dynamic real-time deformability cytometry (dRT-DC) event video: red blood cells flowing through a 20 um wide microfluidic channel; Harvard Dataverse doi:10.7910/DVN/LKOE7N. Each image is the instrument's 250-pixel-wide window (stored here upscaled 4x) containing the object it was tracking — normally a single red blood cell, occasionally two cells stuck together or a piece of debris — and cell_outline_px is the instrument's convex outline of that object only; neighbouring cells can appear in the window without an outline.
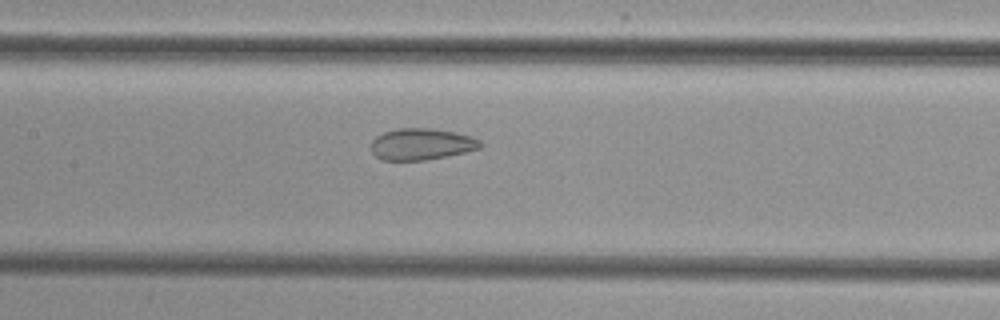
{"species": "common noctule bat (a hibernating species)", "species_latin": "Nyctalus noctula", "temperature_condition": "cold", "stored_images_in_passage": 53, "camera_frame_rate_fps": 3000, "um_per_image_px": 0.085, "animal": {"sex": "female", "body_mass_g": 29.2, "forearm_length_mm": 56.3}, "frame": {"image": 1, "passage_image": 26, "time_ms": 8.333, "image_size_px": [1000, 320], "cell_outline_px": [[484, 144], [480, 148], [448, 156], [424, 160], [380, 160], [372, 152], [372, 140], [376, 136], [384, 132], [396, 128], [432, 128], [472, 136], [480, 140]], "centroid_in_image_um": [35.83, 12.25], "position_along_channel_um": 171.6, "area_um2": 20.11}}
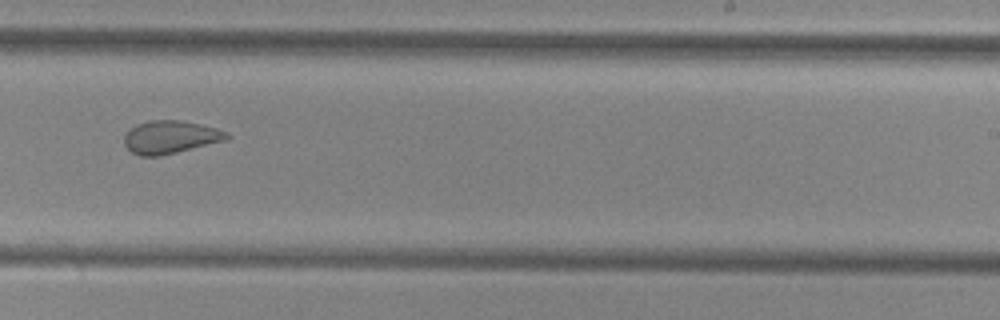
{"frame": {"image": 2, "passage_image": 34, "time_ms": 11.0, "image_size_px": [1000, 320], "cell_outline_px": [[232, 136], [228, 140], [160, 156], [140, 156], [132, 152], [124, 144], [124, 136], [136, 124], [148, 120], [180, 120], [216, 128], [228, 132]], "centroid_in_image_um": [14.51, 11.65], "position_along_channel_um": 274.5, "area_um2": 19.71}}
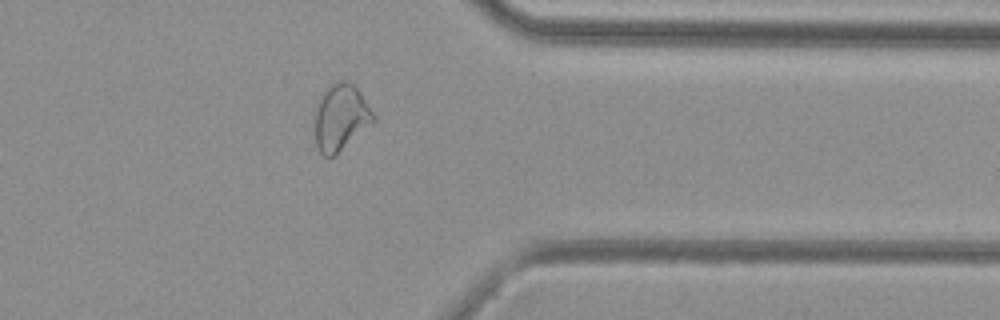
{"frame": {"image": 3, "passage_image": 43, "time_ms": 14.0, "image_size_px": [1000, 320], "cell_outline_px": [[376, 120], [332, 156], [324, 156], [320, 152], [316, 144], [316, 112], [320, 96], [332, 84], [340, 80], [348, 80], [360, 92], [376, 116]], "centroid_in_image_um": [28.98, 9.95], "position_along_channel_um": 382.4, "area_um2": 21.96}}